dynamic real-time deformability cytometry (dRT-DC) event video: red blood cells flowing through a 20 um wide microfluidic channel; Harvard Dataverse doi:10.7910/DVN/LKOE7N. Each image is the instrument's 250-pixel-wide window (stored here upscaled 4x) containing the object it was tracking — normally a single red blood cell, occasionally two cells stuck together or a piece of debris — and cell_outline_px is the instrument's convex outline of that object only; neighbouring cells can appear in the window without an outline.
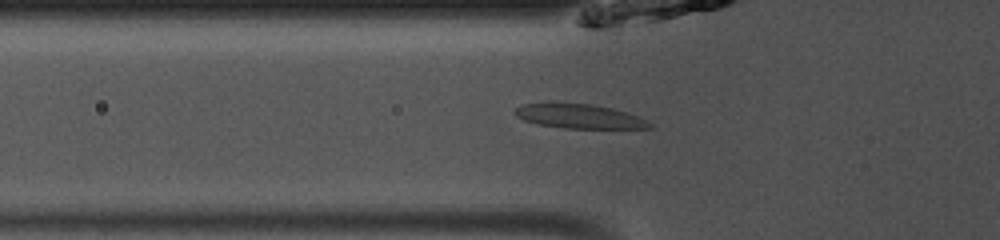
{"species": "common noctule bat (a hibernating species)", "species_latin": "Nyctalus noctula", "temperature_condition": "room temperature", "stored_images_in_passage": 49, "camera_frame_rate_fps": 3000, "um_per_image_px": 0.085, "animal": {"sex": "male", "body_mass_g": 13.0, "forearm_length_mm": 53.1}, "frame": {"image": 1, "passage_image": 17, "time_ms": 5.333, "image_size_px": [1000, 240], "cell_outline_px": [[652, 128], [564, 128], [536, 124], [524, 120], [516, 116], [512, 112], [516, 108], [524, 104], [552, 100], [592, 104], [612, 108], [648, 120], [652, 124]], "centroid_in_image_um": [49.14, 9.84], "position_along_channel_um": 76.7, "area_um2": 19.65}}
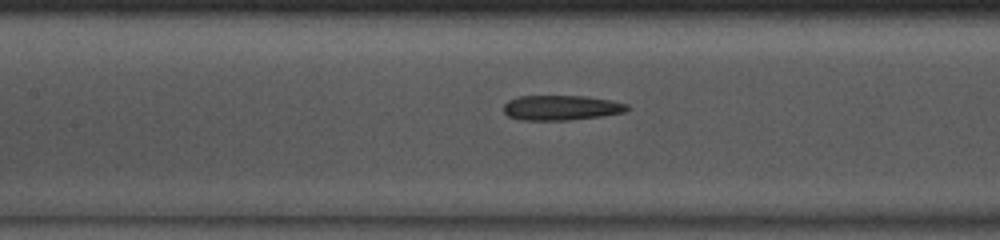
{"frame": {"image": 2, "passage_image": 23, "time_ms": 7.333, "image_size_px": [1000, 240], "cell_outline_px": [[632, 108], [624, 112], [600, 116], [568, 120], [524, 120], [508, 116], [504, 112], [504, 104], [508, 100], [520, 96], [584, 96], [612, 100], [628, 104]], "centroid_in_image_um": [47.73, 9.15], "position_along_channel_um": 159.7, "area_um2": 17.98}}
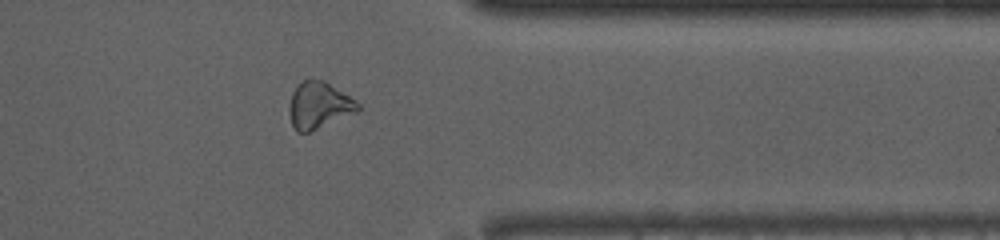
{"frame": {"image": 3, "passage_image": 40, "time_ms": 13.0, "image_size_px": [1000, 240], "cell_outline_px": [[360, 108], [356, 112], [308, 132], [296, 132], [292, 124], [288, 112], [288, 108], [292, 92], [308, 76], [312, 76], [324, 80], [356, 100], [360, 104]], "centroid_in_image_um": [27.08, 8.91], "position_along_channel_um": 384.3, "area_um2": 18.73}, "authors_computed_cell_mechanics": {"area_um2": 19.2474, "velocity_mm_per_s": 4.0861, "shape_relaxation_time_tau1_ms": null, "shape_relaxation_time_tau2_ms": 4.9562, "deformation_change_tau1": null, "deformation_change_tau2": 0.1434}}